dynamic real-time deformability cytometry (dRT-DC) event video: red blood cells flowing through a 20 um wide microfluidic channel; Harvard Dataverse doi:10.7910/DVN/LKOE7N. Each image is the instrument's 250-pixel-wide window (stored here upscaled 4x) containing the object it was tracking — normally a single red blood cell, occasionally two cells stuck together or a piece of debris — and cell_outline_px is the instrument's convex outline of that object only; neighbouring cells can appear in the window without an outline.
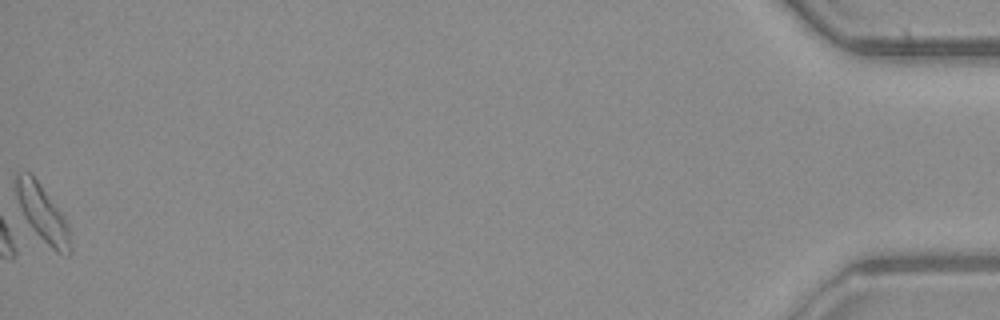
{"species": "common noctule bat (a hibernating species)", "species_latin": "Nyctalus noctula", "temperature_condition": "warm", "stored_images_in_passage": 50, "camera_frame_rate_fps": 3000, "um_per_image_px": 0.085, "animal": {"sex": "male", "body_mass_g": 23.1, "forearm_length_mm": 52.7}, "frame": {"image": 1, "passage_image": 50, "time_ms": 16.333, "image_size_px": [1000, 320], "cell_outline_px": [[72, 252], [68, 256], [56, 252], [24, 224], [16, 196], [12, 180], [16, 172], [28, 172], [40, 184], [64, 216], [68, 224], [72, 244]], "centroid_in_image_um": [3.56, 18.16], "position_along_channel_um": 431.6, "area_um2": 18.73}}